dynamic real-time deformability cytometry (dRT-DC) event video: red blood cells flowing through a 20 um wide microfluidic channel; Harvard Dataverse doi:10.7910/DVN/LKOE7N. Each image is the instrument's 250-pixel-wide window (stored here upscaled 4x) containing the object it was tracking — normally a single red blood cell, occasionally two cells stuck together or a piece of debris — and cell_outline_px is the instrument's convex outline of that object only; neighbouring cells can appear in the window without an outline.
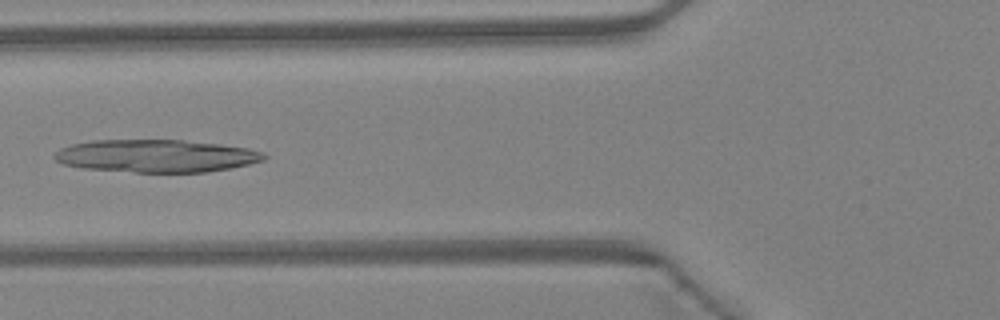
{"species": "Egyptian fruit bat (a non-hibernating species)", "species_latin": "Rousettus aegyptiacus", "temperature_condition": "warm", "stored_images_in_passage": 46, "camera_frame_rate_fps": 3000, "um_per_image_px": 0.085, "animal": {"sex": "female"}, "frame": {"image": 1, "passage_image": 18, "time_ms": 5.667, "image_size_px": [1000, 320], "cell_outline_px": [[268, 156], [264, 160], [248, 164], [208, 172], [132, 172], [80, 168], [64, 164], [56, 160], [52, 156], [60, 148], [72, 144], [92, 140], [184, 140], [220, 144], [248, 148], [264, 152]], "centroid_in_image_um": [13.27, 13.25], "position_along_channel_um": 112.5, "area_um2": 40.0}}
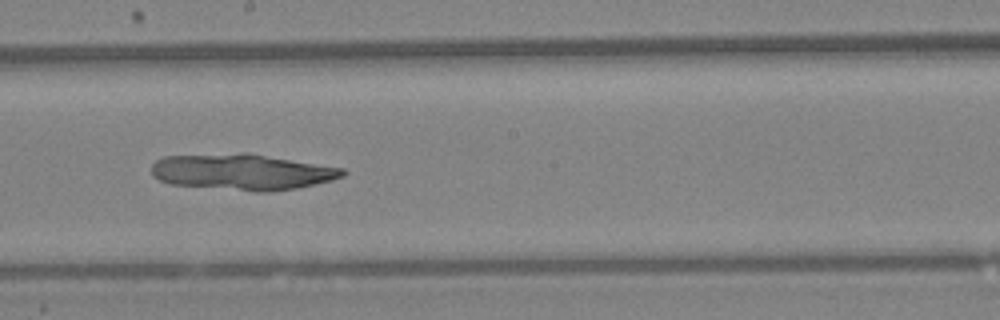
{"frame": {"image": 2, "passage_image": 26, "time_ms": 8.333, "image_size_px": [1000, 320], "cell_outline_px": [[348, 172], [344, 176], [332, 180], [296, 188], [268, 192], [256, 192], [172, 184], [160, 180], [152, 176], [152, 164], [156, 160], [164, 156], [240, 152], [244, 152], [344, 168]], "centroid_in_image_um": [20.58, 14.61], "position_along_channel_um": 227.6, "area_um2": 40.29}}
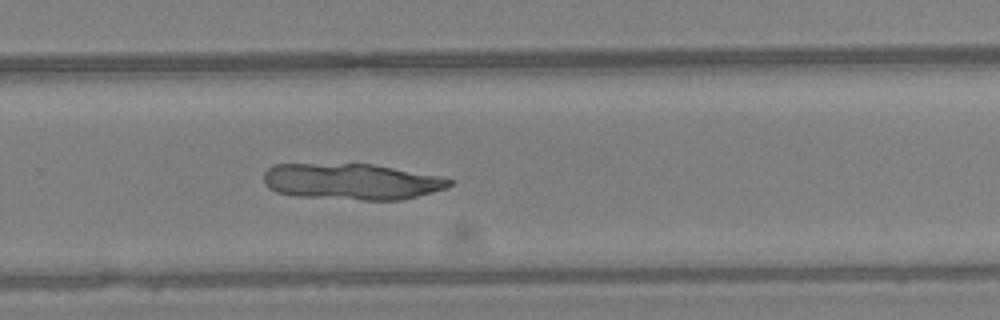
{"frame": {"image": 3, "passage_image": 31, "time_ms": 10.0, "image_size_px": [1000, 320], "cell_outline_px": [[452, 184], [444, 188], [432, 192], [400, 200], [364, 200], [296, 196], [276, 192], [268, 188], [264, 184], [264, 172], [268, 168], [276, 164], [372, 164], [436, 176], [452, 180]], "centroid_in_image_um": [29.81, 15.44], "position_along_channel_um": 300.0, "area_um2": 38.78}}